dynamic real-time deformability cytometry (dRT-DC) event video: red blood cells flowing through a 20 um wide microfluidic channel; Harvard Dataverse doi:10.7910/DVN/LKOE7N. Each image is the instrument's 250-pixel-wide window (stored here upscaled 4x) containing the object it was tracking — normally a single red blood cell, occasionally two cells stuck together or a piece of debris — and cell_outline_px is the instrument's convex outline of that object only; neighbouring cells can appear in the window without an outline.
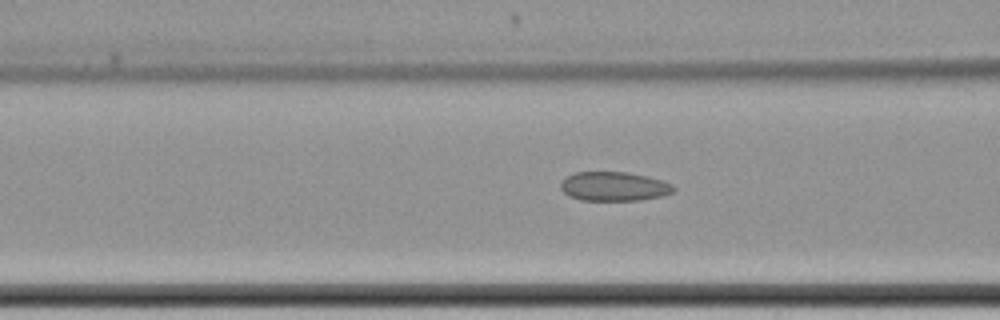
{"species": "common noctule bat (a hibernating species)", "species_latin": "Nyctalus noctula", "temperature_condition": "cold", "stored_images_in_passage": 53, "camera_frame_rate_fps": 3000, "um_per_image_px": 0.085, "animal": {"sex": "female", "body_mass_g": 22.7, "forearm_length_mm": 54.2}, "frame": {"image": 1, "passage_image": 29, "time_ms": 9.333, "image_size_px": [1000, 320], "cell_outline_px": [[676, 188], [672, 192], [664, 196], [640, 200], [580, 200], [568, 196], [560, 188], [560, 184], [568, 176], [576, 172], [628, 172], [648, 176], [672, 184]], "centroid_in_image_um": [52.21, 15.85], "position_along_channel_um": 114.4, "area_um2": 19.19}}
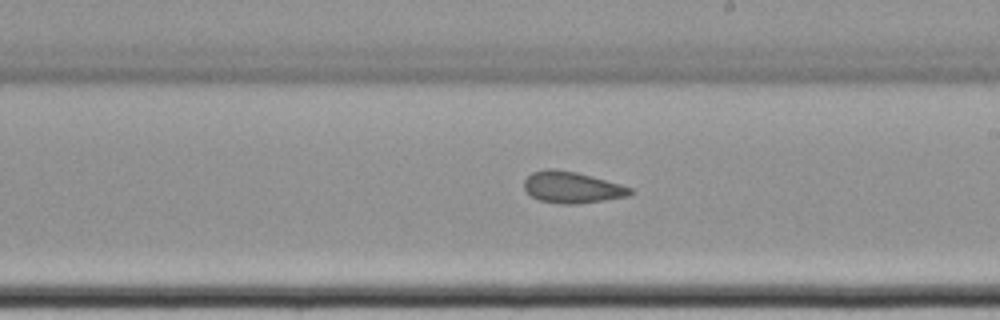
{"frame": {"image": 2, "passage_image": 40, "time_ms": 13.0, "image_size_px": [1000, 320], "cell_outline_px": [[636, 192], [628, 196], [604, 200], [576, 204], [560, 204], [540, 200], [532, 196], [524, 188], [524, 180], [532, 172], [548, 168], [552, 168], [576, 172], [592, 176], [620, 184], [632, 188]], "centroid_in_image_um": [48.63, 15.92], "position_along_channel_um": 240.4, "area_um2": 19.42}}
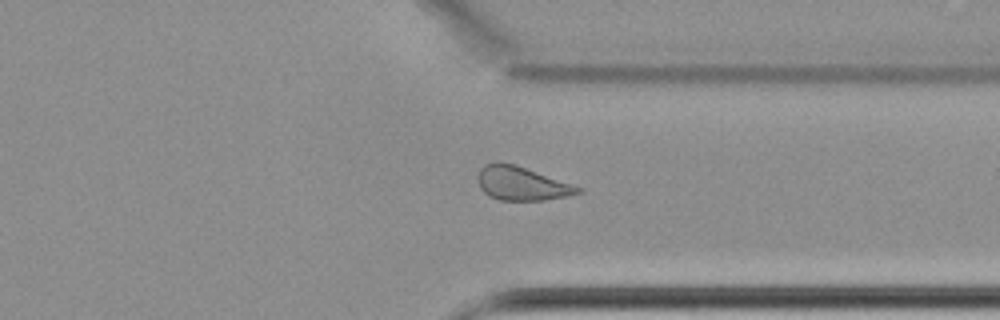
{"frame": {"image": 3, "passage_image": 51, "time_ms": 16.667, "image_size_px": [1000, 320], "cell_outline_px": [[584, 192], [568, 196], [544, 200], [500, 200], [488, 196], [480, 188], [480, 168], [484, 164], [516, 164], [584, 188]], "centroid_in_image_um": [44.43, 15.62], "position_along_channel_um": 367.0, "area_um2": 19.42}}